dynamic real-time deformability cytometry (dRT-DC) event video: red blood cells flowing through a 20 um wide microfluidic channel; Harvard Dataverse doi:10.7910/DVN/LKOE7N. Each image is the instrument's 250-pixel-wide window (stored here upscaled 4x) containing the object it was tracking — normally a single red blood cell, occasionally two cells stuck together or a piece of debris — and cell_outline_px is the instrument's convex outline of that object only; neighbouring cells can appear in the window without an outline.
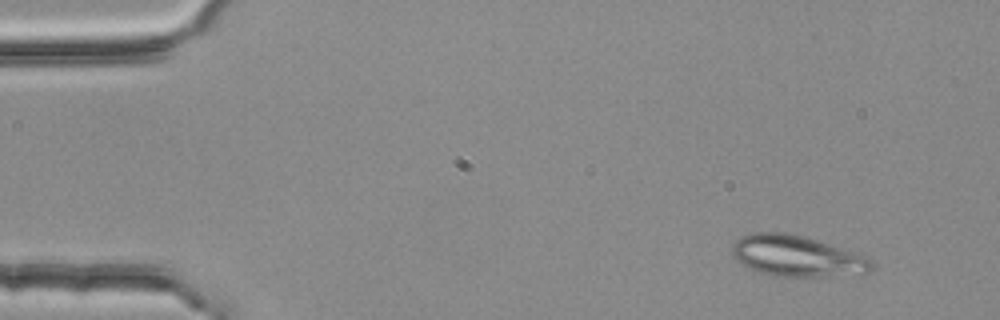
{"species": "common noctule bat (a hibernating species)", "species_latin": "Nyctalus noctula", "temperature_condition": "room temperature", "stored_images_in_passage": 3, "camera_frame_rate_fps": 3000, "um_per_image_px": 0.085, "animal": {"sex": "female", "body_mass_g": 25.1}, "frame": {"image": 1, "passage_image": 1, "time_ms": 0.0, "image_size_px": [1000, 320], "cell_outline_px": [[876, 268], [868, 272], [820, 276], [776, 276], [756, 272], [740, 264], [732, 256], [732, 244], [740, 236], [756, 232], [788, 232], [804, 236], [868, 256], [876, 264]], "centroid_in_image_um": [67.71, 21.75], "position_along_channel_um": 17.3, "area_um2": 33.58}}